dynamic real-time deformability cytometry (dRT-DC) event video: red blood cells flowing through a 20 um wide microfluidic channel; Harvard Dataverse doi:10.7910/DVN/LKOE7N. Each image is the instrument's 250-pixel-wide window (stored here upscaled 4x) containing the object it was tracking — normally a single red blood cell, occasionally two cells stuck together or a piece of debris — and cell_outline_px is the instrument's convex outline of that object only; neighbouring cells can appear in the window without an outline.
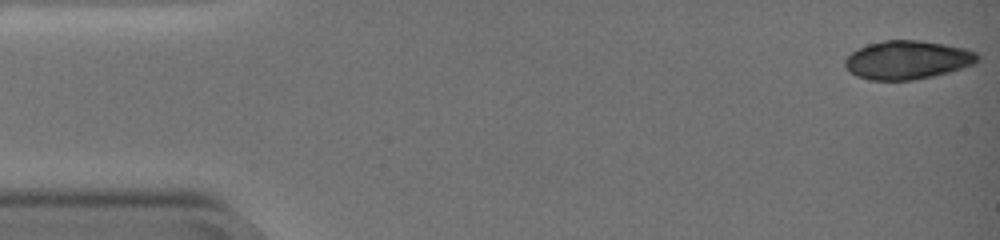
{"species": "common noctule bat (a hibernating species)", "species_latin": "Nyctalus noctula", "temperature_condition": "warm", "stored_images_in_passage": 57, "camera_frame_rate_fps": 3000, "um_per_image_px": 0.085, "animal": {"sex": "female", "body_mass_g": 19.0, "forearm_length_mm": 51.5}, "frame": {"image": 1, "passage_image": 1, "time_ms": 0.0, "image_size_px": [1000, 240], "cell_outline_px": [[980, 60], [976, 64], [948, 72], [932, 76], [912, 80], [868, 80], [856, 76], [844, 64], [844, 60], [852, 52], [868, 44], [884, 40], [920, 40], [944, 44], [964, 48], [976, 52], [980, 56]], "centroid_in_image_um": [77.16, 5.09], "position_along_channel_um": 7.8, "area_um2": 29.77}}
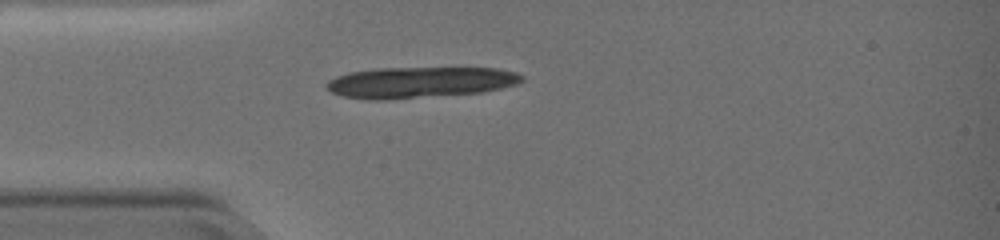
{"frame": {"image": 2, "passage_image": 16, "time_ms": 5.0, "image_size_px": [1000, 240], "cell_outline_px": [[524, 80], [520, 84], [484, 92], [388, 100], [368, 100], [344, 96], [332, 92], [324, 84], [328, 80], [336, 76], [348, 72], [380, 68], [496, 68], [516, 72], [524, 76]], "centroid_in_image_um": [35.72, 7.0], "position_along_channel_um": 49.3, "area_um2": 35.66}}